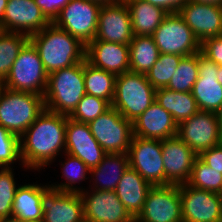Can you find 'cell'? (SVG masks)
I'll use <instances>...</instances> for the list:
<instances>
[{
  "instance_id": "obj_49",
  "label": "cell",
  "mask_w": 222,
  "mask_h": 222,
  "mask_svg": "<svg viewBox=\"0 0 222 222\" xmlns=\"http://www.w3.org/2000/svg\"><path fill=\"white\" fill-rule=\"evenodd\" d=\"M4 88H5L4 87V80L0 79V95H1Z\"/></svg>"
},
{
  "instance_id": "obj_14",
  "label": "cell",
  "mask_w": 222,
  "mask_h": 222,
  "mask_svg": "<svg viewBox=\"0 0 222 222\" xmlns=\"http://www.w3.org/2000/svg\"><path fill=\"white\" fill-rule=\"evenodd\" d=\"M42 222H84L83 201L76 192H63L42 184Z\"/></svg>"
},
{
  "instance_id": "obj_6",
  "label": "cell",
  "mask_w": 222,
  "mask_h": 222,
  "mask_svg": "<svg viewBox=\"0 0 222 222\" xmlns=\"http://www.w3.org/2000/svg\"><path fill=\"white\" fill-rule=\"evenodd\" d=\"M47 83L48 73L36 48L28 41L20 50L9 74L4 79V87L15 91L36 93L44 97Z\"/></svg>"
},
{
  "instance_id": "obj_9",
  "label": "cell",
  "mask_w": 222,
  "mask_h": 222,
  "mask_svg": "<svg viewBox=\"0 0 222 222\" xmlns=\"http://www.w3.org/2000/svg\"><path fill=\"white\" fill-rule=\"evenodd\" d=\"M160 53L189 56L200 52L201 43L178 13H168L151 35Z\"/></svg>"
},
{
  "instance_id": "obj_33",
  "label": "cell",
  "mask_w": 222,
  "mask_h": 222,
  "mask_svg": "<svg viewBox=\"0 0 222 222\" xmlns=\"http://www.w3.org/2000/svg\"><path fill=\"white\" fill-rule=\"evenodd\" d=\"M198 77V53L183 56L166 88L177 92H192Z\"/></svg>"
},
{
  "instance_id": "obj_25",
  "label": "cell",
  "mask_w": 222,
  "mask_h": 222,
  "mask_svg": "<svg viewBox=\"0 0 222 222\" xmlns=\"http://www.w3.org/2000/svg\"><path fill=\"white\" fill-rule=\"evenodd\" d=\"M128 168L127 153H106L98 166L90 169L93 184L89 185V188L97 191H115L123 173Z\"/></svg>"
},
{
  "instance_id": "obj_23",
  "label": "cell",
  "mask_w": 222,
  "mask_h": 222,
  "mask_svg": "<svg viewBox=\"0 0 222 222\" xmlns=\"http://www.w3.org/2000/svg\"><path fill=\"white\" fill-rule=\"evenodd\" d=\"M177 132L178 124L173 116L156 101L133 122V136L145 139L165 140Z\"/></svg>"
},
{
  "instance_id": "obj_46",
  "label": "cell",
  "mask_w": 222,
  "mask_h": 222,
  "mask_svg": "<svg viewBox=\"0 0 222 222\" xmlns=\"http://www.w3.org/2000/svg\"><path fill=\"white\" fill-rule=\"evenodd\" d=\"M100 3L101 5L117 3L122 0H91Z\"/></svg>"
},
{
  "instance_id": "obj_16",
  "label": "cell",
  "mask_w": 222,
  "mask_h": 222,
  "mask_svg": "<svg viewBox=\"0 0 222 222\" xmlns=\"http://www.w3.org/2000/svg\"><path fill=\"white\" fill-rule=\"evenodd\" d=\"M134 37L129 8L124 0L102 5L94 40L129 45Z\"/></svg>"
},
{
  "instance_id": "obj_17",
  "label": "cell",
  "mask_w": 222,
  "mask_h": 222,
  "mask_svg": "<svg viewBox=\"0 0 222 222\" xmlns=\"http://www.w3.org/2000/svg\"><path fill=\"white\" fill-rule=\"evenodd\" d=\"M198 155L177 135L162 140L165 185H181L188 182Z\"/></svg>"
},
{
  "instance_id": "obj_28",
  "label": "cell",
  "mask_w": 222,
  "mask_h": 222,
  "mask_svg": "<svg viewBox=\"0 0 222 222\" xmlns=\"http://www.w3.org/2000/svg\"><path fill=\"white\" fill-rule=\"evenodd\" d=\"M155 100L173 116L178 125L199 111L192 92H177L166 87L157 88Z\"/></svg>"
},
{
  "instance_id": "obj_22",
  "label": "cell",
  "mask_w": 222,
  "mask_h": 222,
  "mask_svg": "<svg viewBox=\"0 0 222 222\" xmlns=\"http://www.w3.org/2000/svg\"><path fill=\"white\" fill-rule=\"evenodd\" d=\"M86 60L116 76L129 71V45L93 40L86 46Z\"/></svg>"
},
{
  "instance_id": "obj_4",
  "label": "cell",
  "mask_w": 222,
  "mask_h": 222,
  "mask_svg": "<svg viewBox=\"0 0 222 222\" xmlns=\"http://www.w3.org/2000/svg\"><path fill=\"white\" fill-rule=\"evenodd\" d=\"M155 88L145 74L125 72L116 77L111 107L134 122L155 100Z\"/></svg>"
},
{
  "instance_id": "obj_38",
  "label": "cell",
  "mask_w": 222,
  "mask_h": 222,
  "mask_svg": "<svg viewBox=\"0 0 222 222\" xmlns=\"http://www.w3.org/2000/svg\"><path fill=\"white\" fill-rule=\"evenodd\" d=\"M21 162L19 137L0 125V168Z\"/></svg>"
},
{
  "instance_id": "obj_1",
  "label": "cell",
  "mask_w": 222,
  "mask_h": 222,
  "mask_svg": "<svg viewBox=\"0 0 222 222\" xmlns=\"http://www.w3.org/2000/svg\"><path fill=\"white\" fill-rule=\"evenodd\" d=\"M69 116L44 109L19 137L21 167L40 172L65 152Z\"/></svg>"
},
{
  "instance_id": "obj_24",
  "label": "cell",
  "mask_w": 222,
  "mask_h": 222,
  "mask_svg": "<svg viewBox=\"0 0 222 222\" xmlns=\"http://www.w3.org/2000/svg\"><path fill=\"white\" fill-rule=\"evenodd\" d=\"M152 187L137 171L129 167L123 173L115 192L130 215L136 219Z\"/></svg>"
},
{
  "instance_id": "obj_36",
  "label": "cell",
  "mask_w": 222,
  "mask_h": 222,
  "mask_svg": "<svg viewBox=\"0 0 222 222\" xmlns=\"http://www.w3.org/2000/svg\"><path fill=\"white\" fill-rule=\"evenodd\" d=\"M110 108L111 104L107 100L85 94L69 118L77 122L89 123Z\"/></svg>"
},
{
  "instance_id": "obj_8",
  "label": "cell",
  "mask_w": 222,
  "mask_h": 222,
  "mask_svg": "<svg viewBox=\"0 0 222 222\" xmlns=\"http://www.w3.org/2000/svg\"><path fill=\"white\" fill-rule=\"evenodd\" d=\"M93 137L106 153H128L133 138V122L111 107L88 123Z\"/></svg>"
},
{
  "instance_id": "obj_19",
  "label": "cell",
  "mask_w": 222,
  "mask_h": 222,
  "mask_svg": "<svg viewBox=\"0 0 222 222\" xmlns=\"http://www.w3.org/2000/svg\"><path fill=\"white\" fill-rule=\"evenodd\" d=\"M65 152L78 157L92 169L102 161L106 152L93 137L88 123L67 118Z\"/></svg>"
},
{
  "instance_id": "obj_10",
  "label": "cell",
  "mask_w": 222,
  "mask_h": 222,
  "mask_svg": "<svg viewBox=\"0 0 222 222\" xmlns=\"http://www.w3.org/2000/svg\"><path fill=\"white\" fill-rule=\"evenodd\" d=\"M177 136L198 156L222 143V129L215 112L199 110L178 125Z\"/></svg>"
},
{
  "instance_id": "obj_12",
  "label": "cell",
  "mask_w": 222,
  "mask_h": 222,
  "mask_svg": "<svg viewBox=\"0 0 222 222\" xmlns=\"http://www.w3.org/2000/svg\"><path fill=\"white\" fill-rule=\"evenodd\" d=\"M135 222H183L180 185L153 186Z\"/></svg>"
},
{
  "instance_id": "obj_42",
  "label": "cell",
  "mask_w": 222,
  "mask_h": 222,
  "mask_svg": "<svg viewBox=\"0 0 222 222\" xmlns=\"http://www.w3.org/2000/svg\"><path fill=\"white\" fill-rule=\"evenodd\" d=\"M164 9L167 13L178 12L189 0H144Z\"/></svg>"
},
{
  "instance_id": "obj_41",
  "label": "cell",
  "mask_w": 222,
  "mask_h": 222,
  "mask_svg": "<svg viewBox=\"0 0 222 222\" xmlns=\"http://www.w3.org/2000/svg\"><path fill=\"white\" fill-rule=\"evenodd\" d=\"M198 157L206 165L222 174V143L203 151Z\"/></svg>"
},
{
  "instance_id": "obj_18",
  "label": "cell",
  "mask_w": 222,
  "mask_h": 222,
  "mask_svg": "<svg viewBox=\"0 0 222 222\" xmlns=\"http://www.w3.org/2000/svg\"><path fill=\"white\" fill-rule=\"evenodd\" d=\"M50 23L35 0H8L1 30L31 36Z\"/></svg>"
},
{
  "instance_id": "obj_27",
  "label": "cell",
  "mask_w": 222,
  "mask_h": 222,
  "mask_svg": "<svg viewBox=\"0 0 222 222\" xmlns=\"http://www.w3.org/2000/svg\"><path fill=\"white\" fill-rule=\"evenodd\" d=\"M41 197L42 184H37V181L20 185L15 193L12 216L26 222H42Z\"/></svg>"
},
{
  "instance_id": "obj_5",
  "label": "cell",
  "mask_w": 222,
  "mask_h": 222,
  "mask_svg": "<svg viewBox=\"0 0 222 222\" xmlns=\"http://www.w3.org/2000/svg\"><path fill=\"white\" fill-rule=\"evenodd\" d=\"M44 109L43 96L4 88L0 95V125L20 137Z\"/></svg>"
},
{
  "instance_id": "obj_44",
  "label": "cell",
  "mask_w": 222,
  "mask_h": 222,
  "mask_svg": "<svg viewBox=\"0 0 222 222\" xmlns=\"http://www.w3.org/2000/svg\"><path fill=\"white\" fill-rule=\"evenodd\" d=\"M8 0H0V26L2 25V20L4 17L5 8L7 6Z\"/></svg>"
},
{
  "instance_id": "obj_13",
  "label": "cell",
  "mask_w": 222,
  "mask_h": 222,
  "mask_svg": "<svg viewBox=\"0 0 222 222\" xmlns=\"http://www.w3.org/2000/svg\"><path fill=\"white\" fill-rule=\"evenodd\" d=\"M183 222H222V195L180 185Z\"/></svg>"
},
{
  "instance_id": "obj_37",
  "label": "cell",
  "mask_w": 222,
  "mask_h": 222,
  "mask_svg": "<svg viewBox=\"0 0 222 222\" xmlns=\"http://www.w3.org/2000/svg\"><path fill=\"white\" fill-rule=\"evenodd\" d=\"M12 169L13 167L0 168V218L12 216L15 193L19 187Z\"/></svg>"
},
{
  "instance_id": "obj_43",
  "label": "cell",
  "mask_w": 222,
  "mask_h": 222,
  "mask_svg": "<svg viewBox=\"0 0 222 222\" xmlns=\"http://www.w3.org/2000/svg\"><path fill=\"white\" fill-rule=\"evenodd\" d=\"M196 3L222 6V0H191Z\"/></svg>"
},
{
  "instance_id": "obj_48",
  "label": "cell",
  "mask_w": 222,
  "mask_h": 222,
  "mask_svg": "<svg viewBox=\"0 0 222 222\" xmlns=\"http://www.w3.org/2000/svg\"><path fill=\"white\" fill-rule=\"evenodd\" d=\"M216 114H217V117H218L220 127L222 129V105H221L220 109L216 112Z\"/></svg>"
},
{
  "instance_id": "obj_32",
  "label": "cell",
  "mask_w": 222,
  "mask_h": 222,
  "mask_svg": "<svg viewBox=\"0 0 222 222\" xmlns=\"http://www.w3.org/2000/svg\"><path fill=\"white\" fill-rule=\"evenodd\" d=\"M29 41V36L22 33H0V79L4 80L9 74L20 50Z\"/></svg>"
},
{
  "instance_id": "obj_26",
  "label": "cell",
  "mask_w": 222,
  "mask_h": 222,
  "mask_svg": "<svg viewBox=\"0 0 222 222\" xmlns=\"http://www.w3.org/2000/svg\"><path fill=\"white\" fill-rule=\"evenodd\" d=\"M129 8L134 36H151L168 14L144 0H124Z\"/></svg>"
},
{
  "instance_id": "obj_3",
  "label": "cell",
  "mask_w": 222,
  "mask_h": 222,
  "mask_svg": "<svg viewBox=\"0 0 222 222\" xmlns=\"http://www.w3.org/2000/svg\"><path fill=\"white\" fill-rule=\"evenodd\" d=\"M85 94L83 61L48 74L44 105L52 112L70 116Z\"/></svg>"
},
{
  "instance_id": "obj_47",
  "label": "cell",
  "mask_w": 222,
  "mask_h": 222,
  "mask_svg": "<svg viewBox=\"0 0 222 222\" xmlns=\"http://www.w3.org/2000/svg\"><path fill=\"white\" fill-rule=\"evenodd\" d=\"M217 75H218L217 80L220 83V85L222 86V65H219Z\"/></svg>"
},
{
  "instance_id": "obj_20",
  "label": "cell",
  "mask_w": 222,
  "mask_h": 222,
  "mask_svg": "<svg viewBox=\"0 0 222 222\" xmlns=\"http://www.w3.org/2000/svg\"><path fill=\"white\" fill-rule=\"evenodd\" d=\"M178 13L200 43L208 38L222 36V6L189 0Z\"/></svg>"
},
{
  "instance_id": "obj_31",
  "label": "cell",
  "mask_w": 222,
  "mask_h": 222,
  "mask_svg": "<svg viewBox=\"0 0 222 222\" xmlns=\"http://www.w3.org/2000/svg\"><path fill=\"white\" fill-rule=\"evenodd\" d=\"M66 160L64 162L59 163L62 166V176L65 179L63 183H52L50 186L57 188L63 192H76L80 193L84 190L80 186H76L75 184H81L80 181H85L90 179L87 174L90 173V169L86 166L84 162H82L78 157L70 155L64 152Z\"/></svg>"
},
{
  "instance_id": "obj_21",
  "label": "cell",
  "mask_w": 222,
  "mask_h": 222,
  "mask_svg": "<svg viewBox=\"0 0 222 222\" xmlns=\"http://www.w3.org/2000/svg\"><path fill=\"white\" fill-rule=\"evenodd\" d=\"M219 64L198 53L199 77L192 95L201 111L217 112L222 105V86L217 80Z\"/></svg>"
},
{
  "instance_id": "obj_34",
  "label": "cell",
  "mask_w": 222,
  "mask_h": 222,
  "mask_svg": "<svg viewBox=\"0 0 222 222\" xmlns=\"http://www.w3.org/2000/svg\"><path fill=\"white\" fill-rule=\"evenodd\" d=\"M187 184L197 189L222 194V174L206 165L199 157L194 161Z\"/></svg>"
},
{
  "instance_id": "obj_11",
  "label": "cell",
  "mask_w": 222,
  "mask_h": 222,
  "mask_svg": "<svg viewBox=\"0 0 222 222\" xmlns=\"http://www.w3.org/2000/svg\"><path fill=\"white\" fill-rule=\"evenodd\" d=\"M127 154L130 168L152 186H165L162 140L133 136Z\"/></svg>"
},
{
  "instance_id": "obj_7",
  "label": "cell",
  "mask_w": 222,
  "mask_h": 222,
  "mask_svg": "<svg viewBox=\"0 0 222 222\" xmlns=\"http://www.w3.org/2000/svg\"><path fill=\"white\" fill-rule=\"evenodd\" d=\"M101 7L91 0H70L52 23L87 46L96 36Z\"/></svg>"
},
{
  "instance_id": "obj_29",
  "label": "cell",
  "mask_w": 222,
  "mask_h": 222,
  "mask_svg": "<svg viewBox=\"0 0 222 222\" xmlns=\"http://www.w3.org/2000/svg\"><path fill=\"white\" fill-rule=\"evenodd\" d=\"M129 71L146 74L159 58L160 51L152 36H134L129 44Z\"/></svg>"
},
{
  "instance_id": "obj_30",
  "label": "cell",
  "mask_w": 222,
  "mask_h": 222,
  "mask_svg": "<svg viewBox=\"0 0 222 222\" xmlns=\"http://www.w3.org/2000/svg\"><path fill=\"white\" fill-rule=\"evenodd\" d=\"M116 75L84 61V83L86 94L107 100L110 104L115 93Z\"/></svg>"
},
{
  "instance_id": "obj_35",
  "label": "cell",
  "mask_w": 222,
  "mask_h": 222,
  "mask_svg": "<svg viewBox=\"0 0 222 222\" xmlns=\"http://www.w3.org/2000/svg\"><path fill=\"white\" fill-rule=\"evenodd\" d=\"M182 57L177 54L160 53L155 64L145 74L155 89L166 87L169 84Z\"/></svg>"
},
{
  "instance_id": "obj_40",
  "label": "cell",
  "mask_w": 222,
  "mask_h": 222,
  "mask_svg": "<svg viewBox=\"0 0 222 222\" xmlns=\"http://www.w3.org/2000/svg\"><path fill=\"white\" fill-rule=\"evenodd\" d=\"M70 0H35L36 5L42 10V13L52 23L58 16L60 10Z\"/></svg>"
},
{
  "instance_id": "obj_15",
  "label": "cell",
  "mask_w": 222,
  "mask_h": 222,
  "mask_svg": "<svg viewBox=\"0 0 222 222\" xmlns=\"http://www.w3.org/2000/svg\"><path fill=\"white\" fill-rule=\"evenodd\" d=\"M85 222H135L115 191L83 190Z\"/></svg>"
},
{
  "instance_id": "obj_2",
  "label": "cell",
  "mask_w": 222,
  "mask_h": 222,
  "mask_svg": "<svg viewBox=\"0 0 222 222\" xmlns=\"http://www.w3.org/2000/svg\"><path fill=\"white\" fill-rule=\"evenodd\" d=\"M29 41L48 74L86 60V45L53 23L29 36Z\"/></svg>"
},
{
  "instance_id": "obj_39",
  "label": "cell",
  "mask_w": 222,
  "mask_h": 222,
  "mask_svg": "<svg viewBox=\"0 0 222 222\" xmlns=\"http://www.w3.org/2000/svg\"><path fill=\"white\" fill-rule=\"evenodd\" d=\"M200 52L208 59L222 65V36L208 38L201 42Z\"/></svg>"
},
{
  "instance_id": "obj_45",
  "label": "cell",
  "mask_w": 222,
  "mask_h": 222,
  "mask_svg": "<svg viewBox=\"0 0 222 222\" xmlns=\"http://www.w3.org/2000/svg\"><path fill=\"white\" fill-rule=\"evenodd\" d=\"M0 222H26V221L17 218L15 216H9V217L0 218Z\"/></svg>"
}]
</instances>
